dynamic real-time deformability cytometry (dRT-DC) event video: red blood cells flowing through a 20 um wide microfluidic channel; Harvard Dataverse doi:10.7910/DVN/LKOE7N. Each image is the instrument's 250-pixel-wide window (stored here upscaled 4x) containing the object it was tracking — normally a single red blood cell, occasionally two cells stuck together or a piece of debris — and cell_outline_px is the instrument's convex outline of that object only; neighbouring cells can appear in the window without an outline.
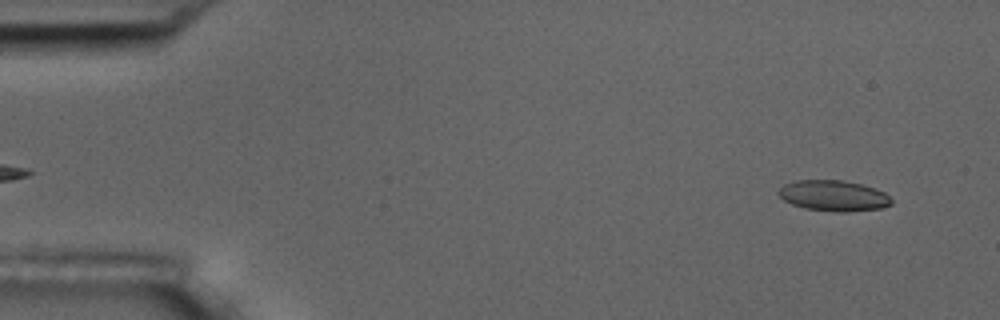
{"species": "common noctule bat (a hibernating species)", "species_latin": "Nyctalus noctula", "temperature_condition": "room temperature", "stored_images_in_passage": 5, "camera_frame_rate_fps": 3000, "um_per_image_px": 0.085, "animal": {"sex": "male", "body_mass_g": 17.5, "forearm_length_mm": 52.3}, "frame": {"image": 1, "passage_image": 4, "time_ms": 1.0, "image_size_px": [1000, 320], "cell_outline_px": [[892, 204], [880, 208], [848, 212], [836, 212], [804, 208], [792, 204], [784, 200], [776, 192], [784, 184], [796, 180], [844, 180], [876, 188], [884, 192], [892, 200]], "centroid_in_image_um": [70.84, 16.63], "position_along_channel_um": 14.2, "area_um2": 20.29}}